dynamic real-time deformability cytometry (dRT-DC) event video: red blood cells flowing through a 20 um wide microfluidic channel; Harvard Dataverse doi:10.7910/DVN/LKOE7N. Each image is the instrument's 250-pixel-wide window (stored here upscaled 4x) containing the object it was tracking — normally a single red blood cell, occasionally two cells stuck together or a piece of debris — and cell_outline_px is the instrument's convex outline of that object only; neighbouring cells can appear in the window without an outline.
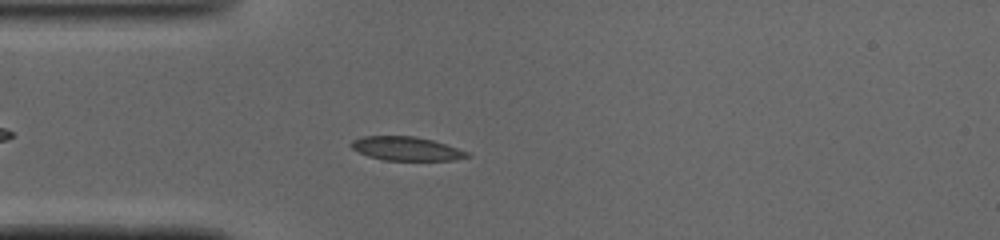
{"species": "common noctule bat (a hibernating species)", "species_latin": "Nyctalus noctula", "temperature_condition": "cold", "stored_images_in_passage": 42, "camera_frame_rate_fps": 3000, "um_per_image_px": 0.085, "animal": {"sex": "male", "body_mass_g": 19.0, "forearm_length_mm": 50.8}, "frame": {"image": 1, "passage_image": 6, "time_ms": 1.667, "image_size_px": [1000, 240], "cell_outline_px": [[472, 156], [452, 160], [384, 160], [368, 156], [352, 148], [352, 140], [364, 136], [412, 136], [432, 140], [468, 152]], "centroid_in_image_um": [34.54, 12.64], "position_along_channel_um": 50.5, "area_um2": 15.78}}
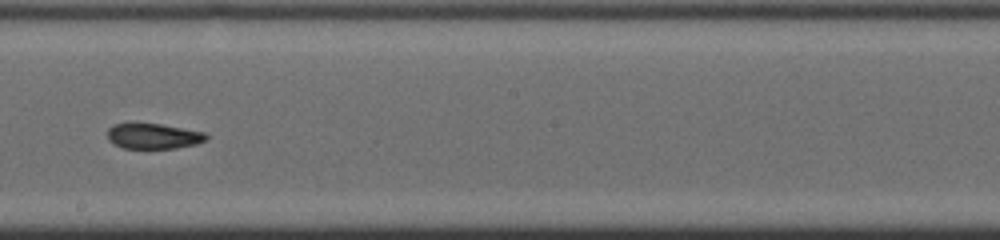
{"frame": {"image": 2, "passage_image": 20, "time_ms": 6.333, "image_size_px": [1000, 240], "cell_outline_px": [[208, 140], [196, 144], [176, 148], [124, 148], [108, 140], [108, 128], [112, 124], [160, 124], [204, 132], [208, 136]], "centroid_in_image_um": [13.06, 11.57], "position_along_channel_um": 235.1, "area_um2": 14.45}}
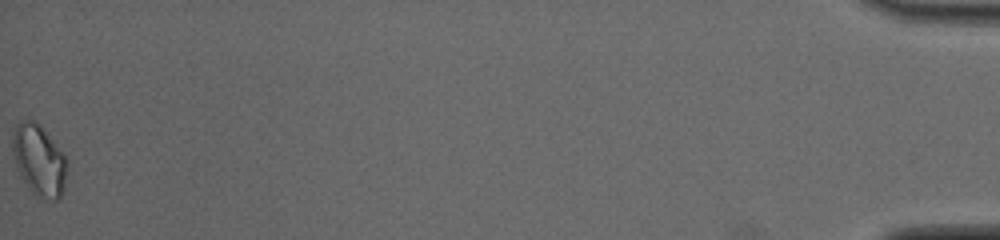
{"frame": {"image": 3, "passage_image": 42, "time_ms": 13.667, "image_size_px": [1000, 240], "cell_outline_px": [[68, 168], [64, 188], [60, 200], [40, 200], [28, 188], [20, 176], [16, 168], [12, 148], [12, 136], [16, 124], [20, 120], [32, 120], [40, 124], [68, 160]], "centroid_in_image_um": [3.33, 13.66], "position_along_channel_um": 431.9, "area_um2": 23.06}, "authors_computed_cell_mechanics": {"area_um2": 15.7794, "velocity_mm_per_s": 4.1062, "shape_relaxation_time_tau1_ms": null, "shape_relaxation_time_tau2_ms": 2.105, "deformation_change_tau1": null, "deformation_change_tau2": 0.0462}}